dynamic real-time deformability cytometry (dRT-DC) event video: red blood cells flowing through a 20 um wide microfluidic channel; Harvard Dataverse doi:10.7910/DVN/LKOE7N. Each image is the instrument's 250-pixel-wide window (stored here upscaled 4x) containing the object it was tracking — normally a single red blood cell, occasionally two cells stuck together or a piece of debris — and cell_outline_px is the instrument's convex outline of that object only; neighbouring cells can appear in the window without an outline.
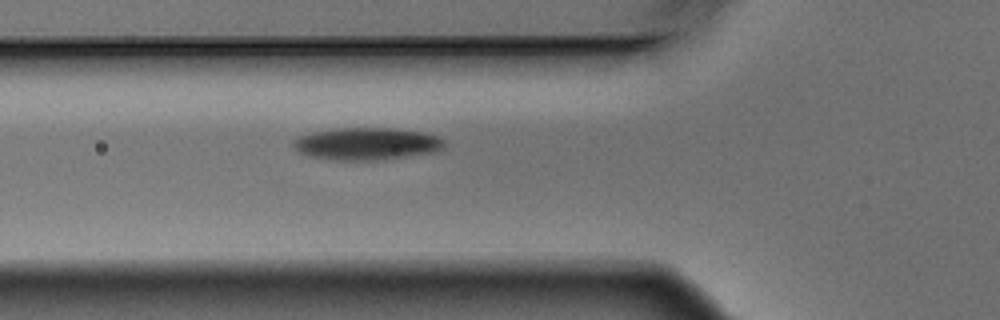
{"species": "Egyptian fruit bat (a non-hibernating species)", "species_latin": "Rousettus aegyptiacus", "temperature_condition": "warm", "stored_images_in_passage": 6, "camera_frame_rate_fps": 3000, "um_per_image_px": 0.085, "animal": {"sex": "male"}, "frame": {"image": 1, "passage_image": 6, "time_ms": 1.667, "image_size_px": [1000, 320], "cell_outline_px": [[444, 148], [436, 152], [376, 160], [336, 160], [308, 156], [300, 152], [292, 144], [292, 140], [300, 136], [312, 132], [336, 128], [396, 128], [424, 132], [436, 136], [444, 140]], "centroid_in_image_um": [31.18, 12.21], "position_along_channel_um": 94.6, "area_um2": 28.44}}